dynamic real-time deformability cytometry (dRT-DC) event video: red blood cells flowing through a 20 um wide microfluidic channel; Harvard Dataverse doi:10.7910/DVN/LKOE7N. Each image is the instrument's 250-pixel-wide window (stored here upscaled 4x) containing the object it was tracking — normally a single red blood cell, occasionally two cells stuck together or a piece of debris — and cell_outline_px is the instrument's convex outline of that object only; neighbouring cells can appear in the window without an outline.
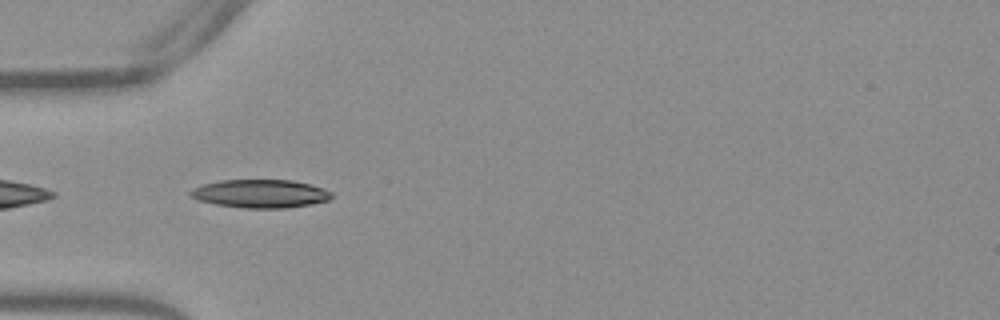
{"species": "Egyptian fruit bat (a non-hibernating species)", "species_latin": "Rousettus aegyptiacus", "temperature_condition": "warm", "stored_images_in_passage": 32, "camera_frame_rate_fps": 3000, "um_per_image_px": 0.085, "frame": {"image": 1, "passage_image": 2, "time_ms": 0.333, "image_size_px": [1000, 320], "cell_outline_px": [[332, 196], [328, 200], [312, 204], [284, 208], [244, 208], [216, 204], [200, 200], [188, 196], [188, 192], [192, 188], [204, 184], [220, 180], [292, 180], [324, 188], [332, 192]], "centroid_in_image_um": [22.12, 16.46], "position_along_channel_um": 62.9, "area_um2": 23.24}}
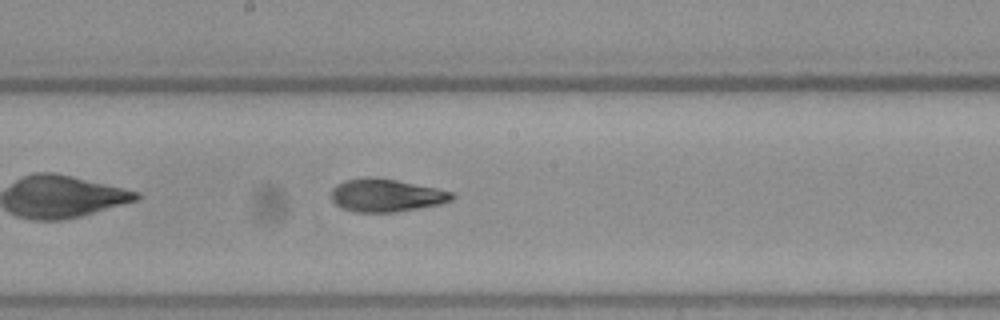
{"frame": {"image": 2, "passage_image": 14, "time_ms": 4.333, "image_size_px": [1000, 320], "cell_outline_px": [[456, 196], [452, 200], [440, 204], [392, 212], [356, 212], [340, 208], [332, 200], [332, 188], [336, 184], [344, 180], [364, 176], [372, 176], [396, 180], [436, 188], [452, 192]], "centroid_in_image_um": [32.78, 16.59], "position_along_channel_um": 215.4, "area_um2": 23.18}}
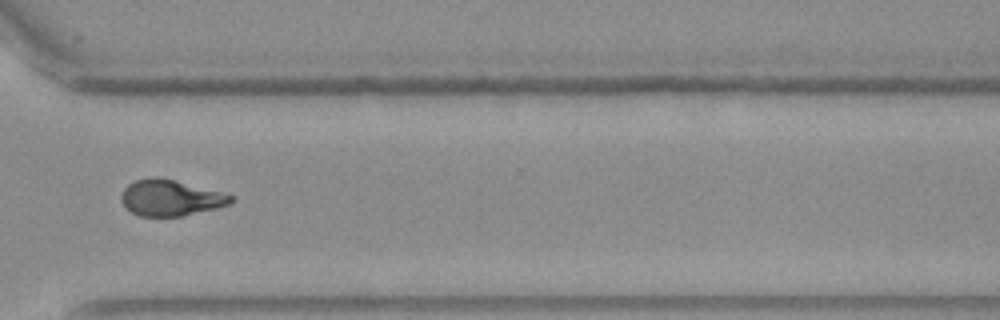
{"frame": {"image": 3, "passage_image": 25, "time_ms": 8.0, "image_size_px": [1000, 320], "cell_outline_px": [[236, 200], [228, 204], [216, 208], [180, 216], [140, 216], [124, 208], [120, 200], [120, 196], [124, 188], [128, 184], [136, 180], [152, 176], [160, 176], [236, 196]], "centroid_in_image_um": [14.47, 16.8], "position_along_channel_um": 356.1, "area_um2": 23.18}, "authors_computed_cell_mechanics": {"area_um2": 23.1778, "velocity_mm_per_s": 3.8344, "shape_relaxation_time_tau1_ms": 8.456, "shape_relaxation_time_tau2_ms": 2.1396, "deformation_change_tau1": 0.25, "deformation_change_tau2": 0.0945}}